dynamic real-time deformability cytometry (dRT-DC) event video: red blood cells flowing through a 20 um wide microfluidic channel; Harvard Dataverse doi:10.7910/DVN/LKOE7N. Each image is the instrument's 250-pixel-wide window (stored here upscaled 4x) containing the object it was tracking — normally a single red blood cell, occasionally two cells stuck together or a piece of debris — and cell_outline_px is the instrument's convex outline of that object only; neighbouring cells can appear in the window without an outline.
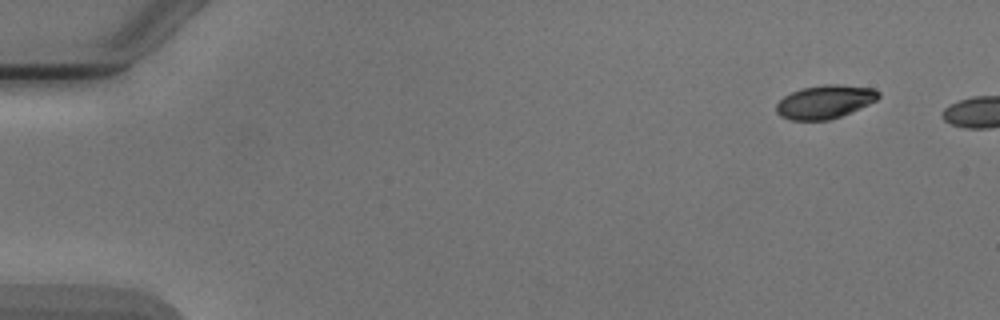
{"species": "Egyptian fruit bat (a non-hibernating species)", "species_latin": "Rousettus aegyptiacus", "temperature_condition": "cold", "stored_images_in_passage": 2, "camera_frame_rate_fps": 3000, "um_per_image_px": 0.085, "animal": {"sex": "male"}, "frame": {"image": 1, "passage_image": 1, "time_ms": 0.0, "image_size_px": [1000, 320], "cell_outline_px": [[880, 96], [876, 100], [868, 104], [840, 116], [828, 120], [792, 120], [780, 116], [776, 112], [776, 104], [784, 96], [800, 88], [824, 84], [840, 84], [872, 88], [880, 92]], "centroid_in_image_um": [70.09, 8.64], "position_along_channel_um": 14.9, "area_um2": 19.83}}